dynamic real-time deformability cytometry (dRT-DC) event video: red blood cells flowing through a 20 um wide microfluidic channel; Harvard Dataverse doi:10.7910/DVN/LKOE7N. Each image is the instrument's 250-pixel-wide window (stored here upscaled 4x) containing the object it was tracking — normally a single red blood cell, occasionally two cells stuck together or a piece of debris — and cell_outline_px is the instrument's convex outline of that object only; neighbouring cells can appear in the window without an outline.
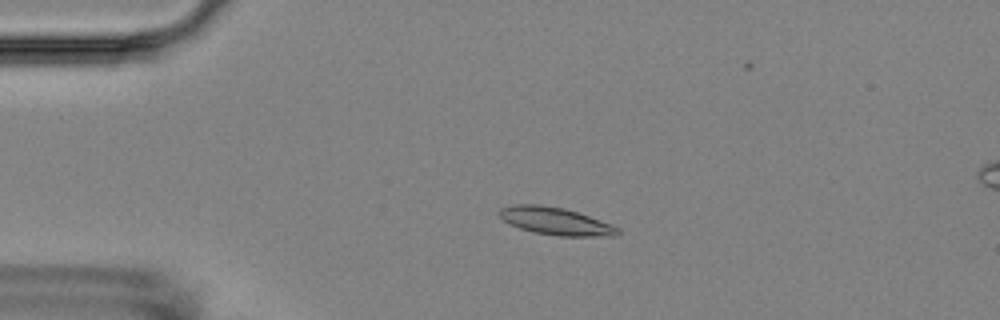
{"species": "Egyptian fruit bat (a non-hibernating species)", "species_latin": "Rousettus aegyptiacus", "temperature_condition": "room temperature", "stored_images_in_passage": 4, "camera_frame_rate_fps": 3000, "um_per_image_px": 0.085, "animal": {"sex": "female"}, "frame": {"image": 1, "passage_image": 2, "time_ms": 1.333, "image_size_px": [1000, 320], "cell_outline_px": [[620, 232], [616, 236], [560, 236], [532, 232], [520, 228], [504, 220], [496, 212], [500, 208], [516, 204], [540, 204], [564, 208], [612, 224], [620, 228]], "centroid_in_image_um": [47.23, 18.79], "position_along_channel_um": 37.8, "area_um2": 18.96}}